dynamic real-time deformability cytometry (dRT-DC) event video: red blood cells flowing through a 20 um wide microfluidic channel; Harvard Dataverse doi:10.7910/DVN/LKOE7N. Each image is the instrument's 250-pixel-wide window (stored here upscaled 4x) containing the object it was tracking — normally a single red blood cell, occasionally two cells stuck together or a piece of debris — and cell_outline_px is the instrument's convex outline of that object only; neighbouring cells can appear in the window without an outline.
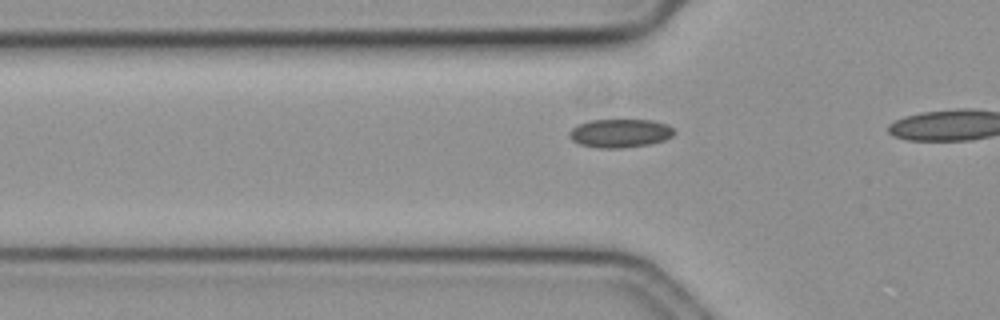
{"species": "common noctule bat (a hibernating species)", "species_latin": "Nyctalus noctula", "temperature_condition": "cold", "stored_images_in_passage": 10, "camera_frame_rate_fps": 3000, "um_per_image_px": 0.085, "animal": {"sex": "female", "body_mass_g": 19.3, "forearm_length_mm": 54.1}, "frame": {"image": 1, "passage_image": 7, "time_ms": 2.0, "image_size_px": [1000, 320], "cell_outline_px": [[676, 132], [672, 136], [664, 140], [648, 144], [620, 148], [600, 148], [580, 144], [572, 140], [568, 136], [568, 132], [576, 124], [588, 120], [652, 120], [668, 124]], "centroid_in_image_um": [52.68, 11.31], "position_along_channel_um": 73.1, "area_um2": 17.51}}